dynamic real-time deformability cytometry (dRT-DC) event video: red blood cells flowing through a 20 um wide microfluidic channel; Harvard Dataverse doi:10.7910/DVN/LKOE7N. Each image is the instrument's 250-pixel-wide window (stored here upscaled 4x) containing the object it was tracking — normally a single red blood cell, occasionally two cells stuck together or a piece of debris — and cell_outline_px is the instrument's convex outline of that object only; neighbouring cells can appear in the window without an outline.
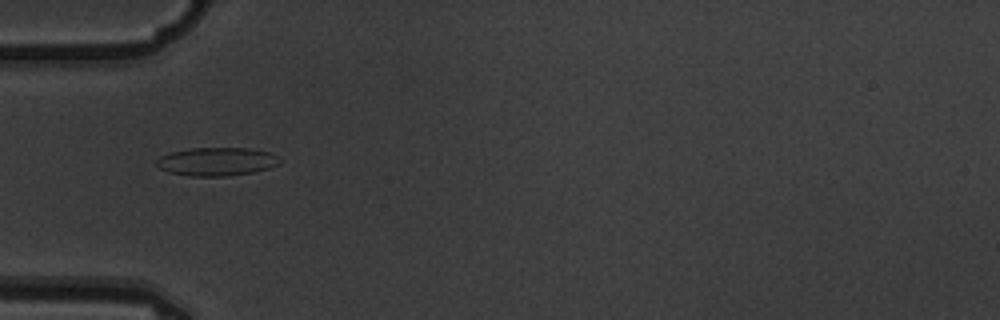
{"species": "common noctule bat (a hibernating species)", "species_latin": "Nyctalus noctula", "temperature_condition": "warm", "stored_images_in_passage": 7, "camera_frame_rate_fps": 3000, "um_per_image_px": 0.085, "animal": {"sex": "male", "body_mass_g": 19.5, "forearm_length_mm": 54.6}, "frame": {"image": 1, "passage_image": 5, "time_ms": 1.333, "image_size_px": [1000, 320], "cell_outline_px": [[284, 160], [280, 164], [268, 168], [252, 172], [228, 176], [188, 176], [168, 172], [160, 168], [156, 164], [156, 160], [160, 156], [168, 152], [188, 148], [248, 148], [272, 152], [280, 156]], "centroid_in_image_um": [18.45, 13.72], "position_along_channel_um": 66.5, "area_um2": 20.75}}
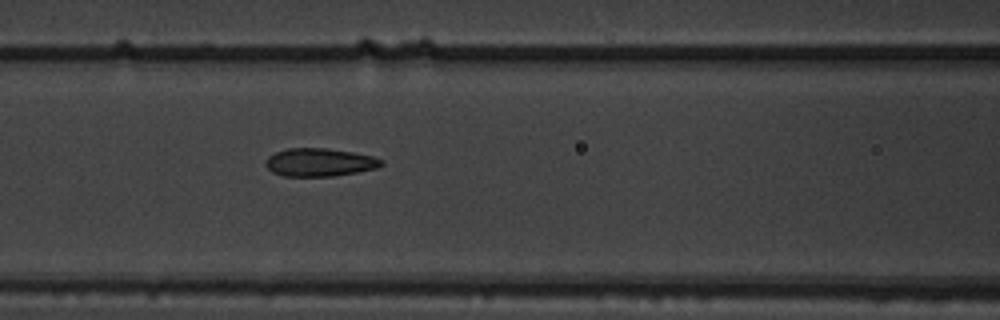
{"frame": {"image": 2, "passage_image": 7, "time_ms": 2.0, "image_size_px": [1000, 320], "cell_outline_px": [[384, 164], [376, 168], [356, 172], [332, 176], [280, 176], [272, 172], [264, 164], [268, 156], [276, 152], [288, 148], [328, 148], [352, 152], [372, 156], [384, 160]], "centroid_in_image_um": [27.14, 13.79], "position_along_channel_um": 139.5, "area_um2": 18.96}}